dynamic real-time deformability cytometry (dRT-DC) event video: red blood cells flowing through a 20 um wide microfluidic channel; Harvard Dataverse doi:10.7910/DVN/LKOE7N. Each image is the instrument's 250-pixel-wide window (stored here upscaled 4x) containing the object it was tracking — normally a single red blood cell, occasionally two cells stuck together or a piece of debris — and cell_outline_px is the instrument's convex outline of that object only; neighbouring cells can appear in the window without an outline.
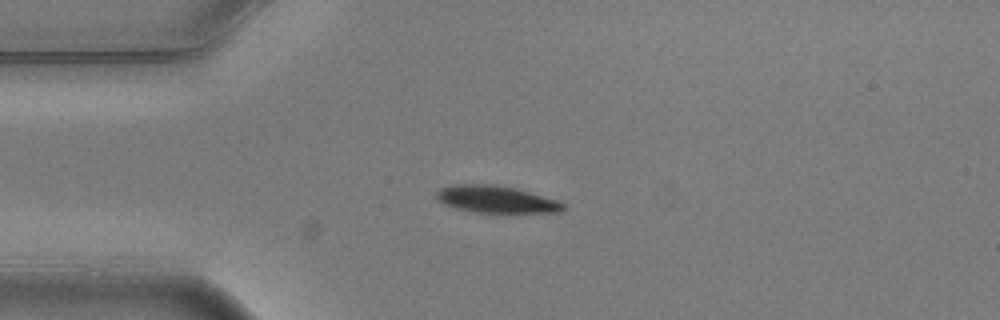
{"species": "common noctule bat (a hibernating species)", "species_latin": "Nyctalus noctula", "temperature_condition": "warm", "stored_images_in_passage": 4, "camera_frame_rate_fps": 3000, "um_per_image_px": 0.085, "animal": {"sex": "male", "body_mass_g": 20.5, "forearm_length_mm": 52.5}, "frame": {"image": 1, "passage_image": 1, "time_ms": 0.0, "image_size_px": [1000, 320], "cell_outline_px": [[568, 208], [564, 212], [472, 212], [456, 208], [444, 204], [436, 200], [436, 192], [440, 188], [452, 184], [496, 184], [516, 188], [560, 200]], "centroid_in_image_um": [42.2, 16.93], "position_along_channel_um": 42.8, "area_um2": 20.35}}
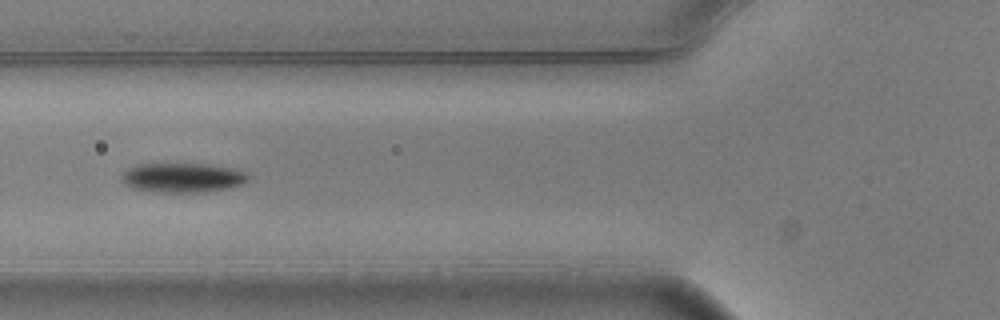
{"frame": {"image": 2, "passage_image": 3, "time_ms": 0.667, "image_size_px": [1000, 320], "cell_outline_px": [[252, 176], [244, 184], [228, 188], [204, 192], [152, 192], [132, 188], [124, 184], [120, 180], [120, 176], [128, 168], [136, 164], [208, 164], [232, 168], [244, 172]], "centroid_in_image_um": [15.5, 15.11], "position_along_channel_um": 110.3, "area_um2": 22.02}}
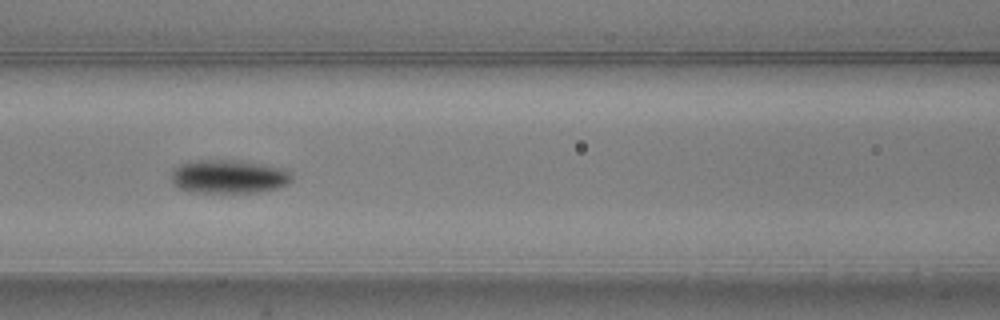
{"frame": {"image": 3, "passage_image": 4, "time_ms": 1.0, "image_size_px": [1000, 320], "cell_outline_px": [[292, 180], [288, 184], [276, 188], [256, 192], [192, 192], [180, 188], [172, 184], [172, 168], [180, 164], [196, 160], [240, 160], [264, 164], [280, 168], [292, 172]], "centroid_in_image_um": [19.43, 15.0], "position_along_channel_um": 147.2, "area_um2": 23.64}}